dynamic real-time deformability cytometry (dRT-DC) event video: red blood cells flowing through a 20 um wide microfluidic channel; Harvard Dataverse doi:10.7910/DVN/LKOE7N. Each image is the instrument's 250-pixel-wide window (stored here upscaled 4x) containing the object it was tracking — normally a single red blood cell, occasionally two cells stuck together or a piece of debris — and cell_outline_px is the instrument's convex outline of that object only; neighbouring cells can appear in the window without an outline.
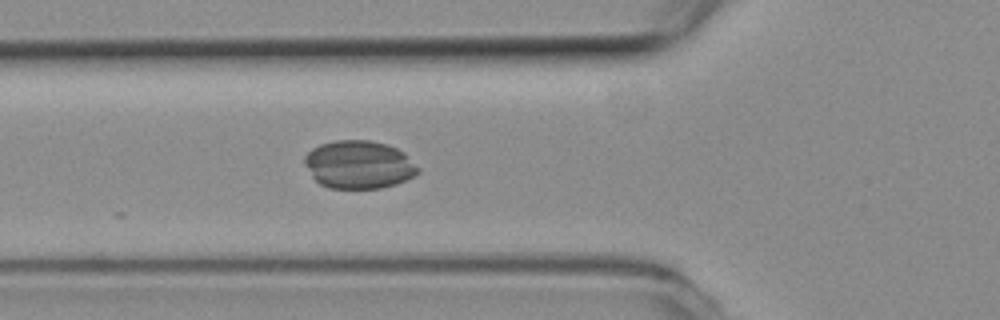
{"species": "common noctule bat (a hibernating species)", "species_latin": "Nyctalus noctula", "temperature_condition": "room temperature", "stored_images_in_passage": 10, "camera_frame_rate_fps": 3000, "um_per_image_px": 0.085, "animal": {"sex": "female", "body_mass_g": 19.3, "forearm_length_mm": 54.1}, "frame": {"image": 1, "passage_image": 6, "time_ms": 1.667, "image_size_px": [1000, 320], "cell_outline_px": [[420, 172], [416, 176], [396, 184], [380, 188], [328, 188], [320, 184], [312, 176], [304, 164], [304, 156], [312, 148], [320, 144], [336, 140], [368, 140], [384, 144], [396, 148], [404, 152], [420, 168]], "centroid_in_image_um": [30.51, 14.0], "position_along_channel_um": 95.3, "area_um2": 31.91}}
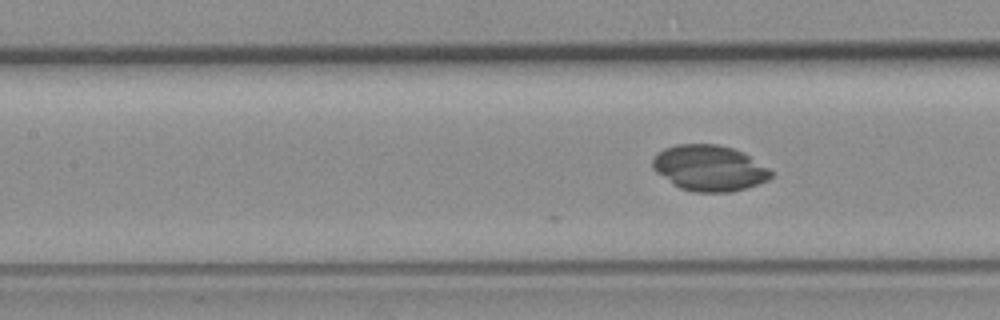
{"frame": {"image": 2, "passage_image": 10, "time_ms": 3.0, "image_size_px": [1000, 320], "cell_outline_px": [[772, 176], [768, 180], [732, 192], [696, 192], [680, 188], [672, 184], [656, 172], [652, 168], [652, 160], [656, 152], [664, 148], [676, 144], [716, 144], [732, 148], [744, 152], [768, 168], [772, 172]], "centroid_in_image_um": [60.25, 14.28], "position_along_channel_um": 147.1, "area_um2": 31.67}}